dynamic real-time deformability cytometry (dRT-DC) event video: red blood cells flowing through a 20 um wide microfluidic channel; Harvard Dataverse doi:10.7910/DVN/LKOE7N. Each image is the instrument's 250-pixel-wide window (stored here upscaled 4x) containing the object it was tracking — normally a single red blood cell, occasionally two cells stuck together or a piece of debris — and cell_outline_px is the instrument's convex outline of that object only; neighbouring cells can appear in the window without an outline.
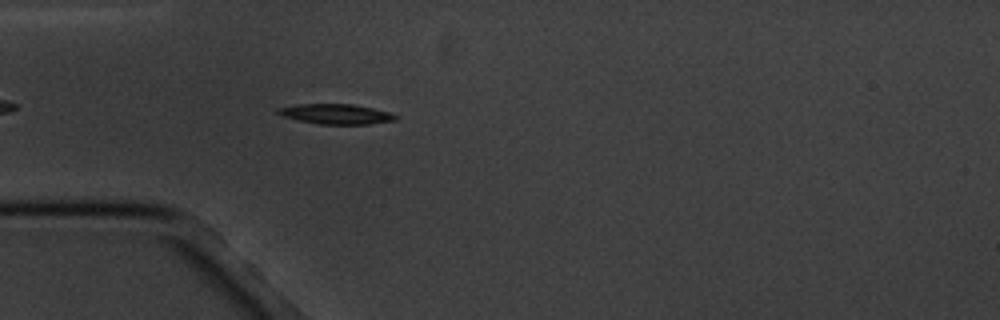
{"species": "common noctule bat (a hibernating species)", "species_latin": "Nyctalus noctula", "temperature_condition": "cold", "stored_images_in_passage": 2, "camera_frame_rate_fps": 3000, "um_per_image_px": 0.085, "animal": {"sex": "male", "body_mass_g": 20.1, "forearm_length_mm": 53.5}, "frame": {"image": 1, "passage_image": 2, "time_ms": 1.0, "image_size_px": [1000, 320], "cell_outline_px": [[396, 120], [368, 124], [320, 124], [296, 120], [284, 116], [276, 112], [276, 108], [296, 104], [352, 104], [372, 108], [388, 112], [396, 116]], "centroid_in_image_um": [28.5, 9.69], "position_along_channel_um": 56.5, "area_um2": 13.64}}